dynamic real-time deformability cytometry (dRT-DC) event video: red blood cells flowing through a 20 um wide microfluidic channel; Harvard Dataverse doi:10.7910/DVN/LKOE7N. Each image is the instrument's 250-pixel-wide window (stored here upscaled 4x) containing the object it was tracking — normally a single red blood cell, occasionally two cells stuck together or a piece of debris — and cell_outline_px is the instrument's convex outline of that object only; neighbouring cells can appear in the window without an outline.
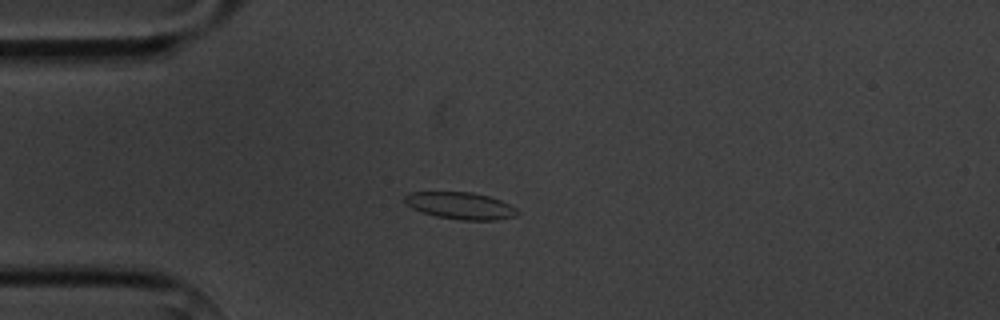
{"species": "common noctule bat (a hibernating species)", "species_latin": "Nyctalus noctula", "temperature_condition": "cold", "stored_images_in_passage": 5, "camera_frame_rate_fps": 3000, "um_per_image_px": 0.085, "animal": {"sex": "male", "body_mass_g": 20.1, "forearm_length_mm": 53.5}, "frame": {"image": 1, "passage_image": 3, "time_ms": 2.333, "image_size_px": [1000, 320], "cell_outline_px": [[520, 212], [516, 216], [496, 220], [460, 220], [436, 216], [420, 212], [404, 204], [404, 196], [408, 192], [472, 192], [488, 196], [500, 200], [516, 208]], "centroid_in_image_um": [39.1, 17.48], "position_along_channel_um": 45.9, "area_um2": 17.86}}
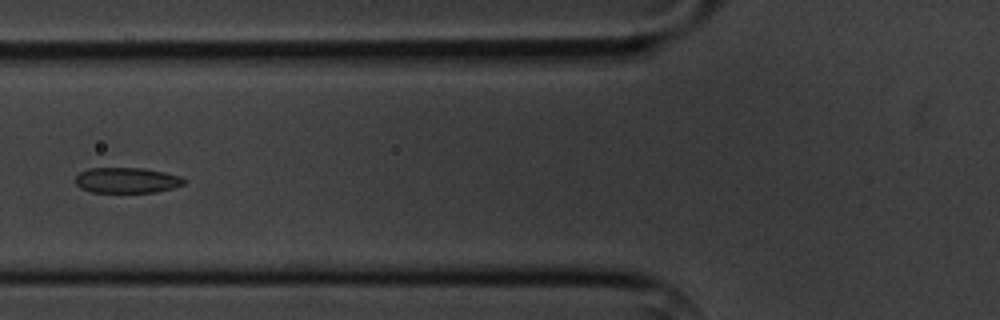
{"frame": {"image": 2, "passage_image": 5, "time_ms": 4.667, "image_size_px": [1000, 320], "cell_outline_px": [[184, 184], [172, 188], [156, 192], [92, 192], [80, 188], [76, 184], [76, 176], [80, 172], [88, 168], [144, 168], [164, 172], [180, 176], [184, 180]], "centroid_in_image_um": [10.76, 15.32], "position_along_channel_um": 115.0, "area_um2": 16.07}}